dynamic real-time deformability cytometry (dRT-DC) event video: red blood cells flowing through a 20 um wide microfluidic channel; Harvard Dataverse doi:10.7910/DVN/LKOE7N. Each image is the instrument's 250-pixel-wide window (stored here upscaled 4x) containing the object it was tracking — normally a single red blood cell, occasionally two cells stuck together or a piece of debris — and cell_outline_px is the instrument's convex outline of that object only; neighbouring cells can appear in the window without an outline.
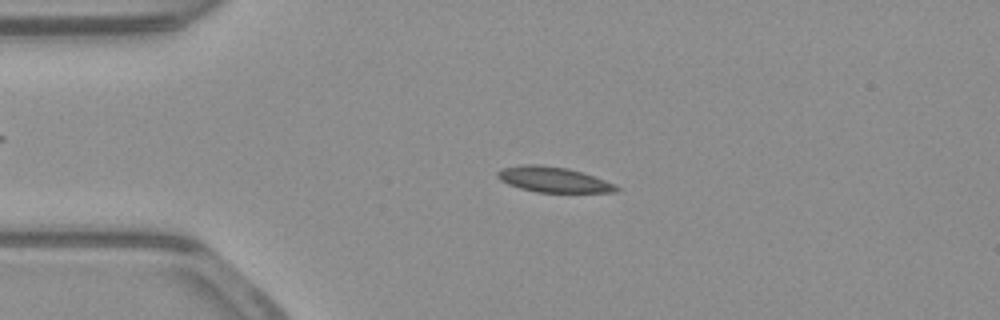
{"species": "common noctule bat (a hibernating species)", "species_latin": "Nyctalus noctula", "temperature_condition": "warm", "stored_images_in_passage": 52, "camera_frame_rate_fps": 3000, "um_per_image_px": 0.085, "animal": {"sex": "male", "body_mass_g": 23.1, "forearm_length_mm": 52.7}, "frame": {"image": 1, "passage_image": 11, "time_ms": 3.333, "image_size_px": [1000, 320], "cell_outline_px": [[620, 188], [616, 192], [536, 192], [520, 188], [508, 184], [500, 180], [496, 176], [496, 172], [504, 168], [524, 164], [540, 164], [568, 168], [584, 172], [616, 184]], "centroid_in_image_um": [47.06, 15.25], "position_along_channel_um": 37.9, "area_um2": 17.69}}
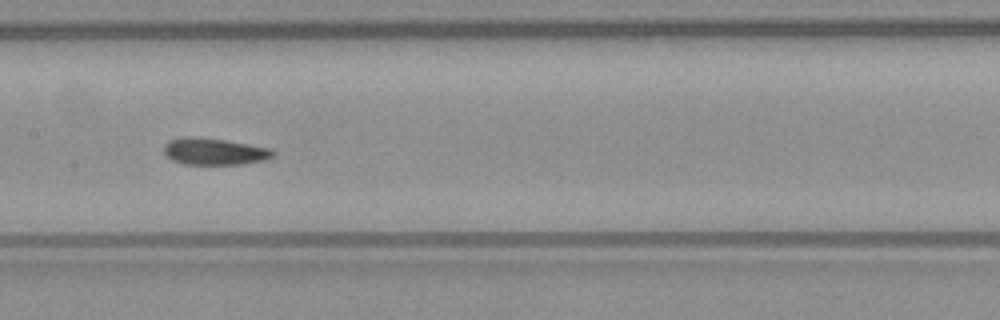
{"frame": {"image": 2, "passage_image": 25, "time_ms": 8.0, "image_size_px": [1000, 320], "cell_outline_px": [[276, 152], [272, 156], [264, 160], [240, 164], [184, 164], [172, 160], [164, 152], [164, 144], [168, 140], [184, 136], [196, 136], [224, 140], [272, 148]], "centroid_in_image_um": [18.2, 12.86], "position_along_channel_um": 189.2, "area_um2": 17.05}}
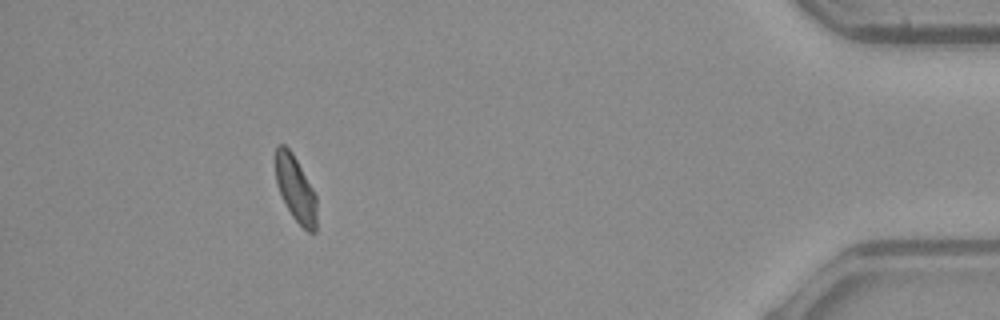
{"frame": {"image": 3, "passage_image": 47, "time_ms": 15.333, "image_size_px": [1000, 320], "cell_outline_px": [[316, 232], [308, 232], [292, 216], [276, 184], [276, 144], [284, 144], [292, 152], [312, 188], [316, 196]], "centroid_in_image_um": [25.12, 16.04], "position_along_channel_um": 410.1, "area_um2": 15.43}, "authors_computed_cell_mechanics": {"area_um2": 17.051, "velocity_mm_per_s": 3.8857, "shape_relaxation_time_tau1_ms": 8.2134, "shape_relaxation_time_tau2_ms": 1.2563, "deformation_change_tau1": 0.1588, "deformation_change_tau2": 0.0487}}